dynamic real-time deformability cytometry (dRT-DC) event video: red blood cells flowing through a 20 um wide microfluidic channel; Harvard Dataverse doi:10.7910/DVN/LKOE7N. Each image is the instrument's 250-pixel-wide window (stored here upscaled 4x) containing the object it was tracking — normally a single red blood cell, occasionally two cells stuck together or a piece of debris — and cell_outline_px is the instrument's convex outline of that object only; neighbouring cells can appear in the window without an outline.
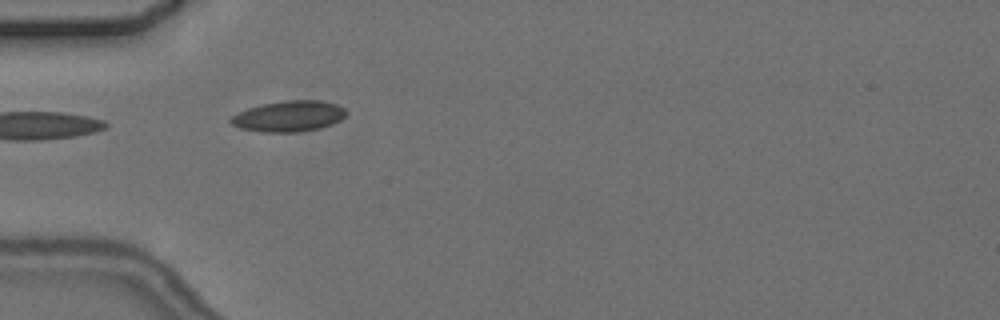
{"species": "common noctule bat (a hibernating species)", "species_latin": "Nyctalus noctula", "temperature_condition": "cold", "stored_images_in_passage": 8, "camera_frame_rate_fps": 3000, "um_per_image_px": 0.085, "animal": {"sex": "female", "body_mass_g": 24.6, "forearm_length_mm": 56.2}, "frame": {"image": 1, "passage_image": 5, "time_ms": 4.667, "image_size_px": [1000, 320], "cell_outline_px": [[348, 112], [340, 120], [332, 124], [320, 128], [300, 132], [264, 132], [240, 128], [232, 124], [228, 120], [232, 116], [248, 108], [264, 104], [284, 100], [320, 100], [336, 104], [344, 108]], "centroid_in_image_um": [24.57, 9.88], "position_along_channel_um": 60.4, "area_um2": 20.69}}
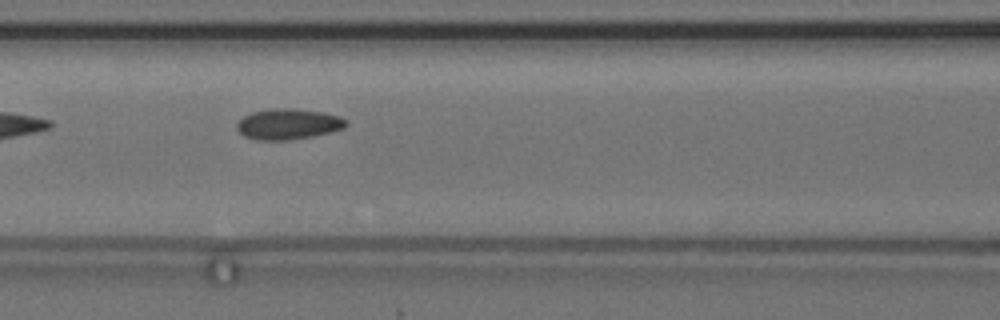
{"frame": {"image": 2, "passage_image": 7, "time_ms": 7.0, "image_size_px": [1000, 320], "cell_outline_px": [[348, 124], [344, 128], [332, 132], [292, 140], [256, 140], [244, 136], [236, 128], [236, 124], [244, 116], [252, 112], [272, 108], [292, 108], [320, 112], [340, 116], [348, 120]], "centroid_in_image_um": [24.51, 10.55], "position_along_channel_um": 142.1, "area_um2": 19.65}}